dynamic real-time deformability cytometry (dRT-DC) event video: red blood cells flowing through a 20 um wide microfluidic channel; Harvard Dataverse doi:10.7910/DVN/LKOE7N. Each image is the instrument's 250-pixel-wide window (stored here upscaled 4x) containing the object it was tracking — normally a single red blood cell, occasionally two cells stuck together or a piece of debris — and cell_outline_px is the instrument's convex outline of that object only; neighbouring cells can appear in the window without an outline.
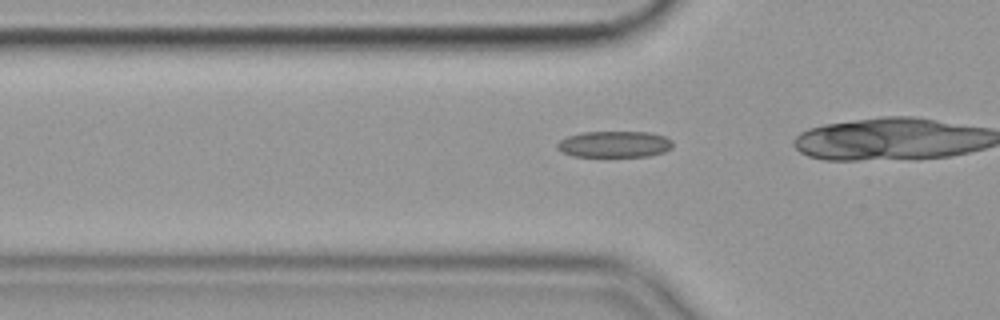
{"species": "common noctule bat (a hibernating species)", "species_latin": "Nyctalus noctula", "temperature_condition": "cold", "stored_images_in_passage": 9, "camera_frame_rate_fps": 3000, "um_per_image_px": 0.085, "animal": {"sex": "female", "body_mass_g": 19.9}, "frame": {"image": 1, "passage_image": 3, "time_ms": 0.667, "image_size_px": [1000, 320], "cell_outline_px": [[672, 148], [664, 152], [648, 156], [572, 156], [560, 152], [556, 148], [556, 144], [560, 140], [568, 136], [580, 132], [652, 132], [664, 136], [672, 140]], "centroid_in_image_um": [52.21, 12.25], "position_along_channel_um": 73.6, "area_um2": 17.86}}